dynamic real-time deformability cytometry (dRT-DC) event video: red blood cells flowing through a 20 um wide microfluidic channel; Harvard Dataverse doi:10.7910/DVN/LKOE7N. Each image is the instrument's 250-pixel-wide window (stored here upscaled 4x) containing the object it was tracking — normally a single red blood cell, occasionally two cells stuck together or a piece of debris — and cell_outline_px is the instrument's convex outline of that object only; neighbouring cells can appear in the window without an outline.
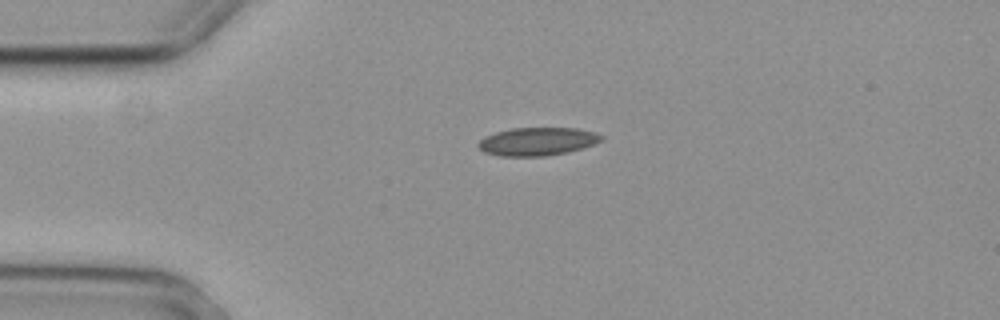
{"species": "common noctule bat (a hibernating species)", "species_latin": "Nyctalus noctula", "temperature_condition": "cold", "stored_images_in_passage": 2, "camera_frame_rate_fps": 3000, "um_per_image_px": 0.085, "animal": {"sex": "female", "body_mass_g": 29.2, "forearm_length_mm": 56.3}, "frame": {"image": 1, "passage_image": 1, "time_ms": 0.0, "image_size_px": [1000, 320], "cell_outline_px": [[604, 140], [580, 148], [564, 152], [544, 156], [500, 156], [484, 152], [476, 144], [484, 136], [496, 132], [512, 128], [576, 128], [596, 132], [604, 136]], "centroid_in_image_um": [45.66, 12.01], "position_along_channel_um": 39.3, "area_um2": 20.06}}